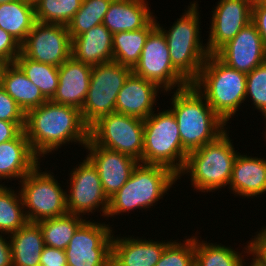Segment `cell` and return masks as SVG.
<instances>
[{"instance_id": "obj_35", "label": "cell", "mask_w": 266, "mask_h": 266, "mask_svg": "<svg viewBox=\"0 0 266 266\" xmlns=\"http://www.w3.org/2000/svg\"><path fill=\"white\" fill-rule=\"evenodd\" d=\"M172 240L164 249L156 266H195L194 236L183 240Z\"/></svg>"}, {"instance_id": "obj_31", "label": "cell", "mask_w": 266, "mask_h": 266, "mask_svg": "<svg viewBox=\"0 0 266 266\" xmlns=\"http://www.w3.org/2000/svg\"><path fill=\"white\" fill-rule=\"evenodd\" d=\"M14 63L48 100L53 98L59 85L58 67L31 60L22 53Z\"/></svg>"}, {"instance_id": "obj_39", "label": "cell", "mask_w": 266, "mask_h": 266, "mask_svg": "<svg viewBox=\"0 0 266 266\" xmlns=\"http://www.w3.org/2000/svg\"><path fill=\"white\" fill-rule=\"evenodd\" d=\"M257 233L251 241H248L243 251L247 253V257L252 254L261 265L266 266V226Z\"/></svg>"}, {"instance_id": "obj_2", "label": "cell", "mask_w": 266, "mask_h": 266, "mask_svg": "<svg viewBox=\"0 0 266 266\" xmlns=\"http://www.w3.org/2000/svg\"><path fill=\"white\" fill-rule=\"evenodd\" d=\"M174 91L169 110L175 116L182 146L188 153L215 141L228 129L192 84Z\"/></svg>"}, {"instance_id": "obj_27", "label": "cell", "mask_w": 266, "mask_h": 266, "mask_svg": "<svg viewBox=\"0 0 266 266\" xmlns=\"http://www.w3.org/2000/svg\"><path fill=\"white\" fill-rule=\"evenodd\" d=\"M35 5L28 0L0 3V28L22 44L35 24Z\"/></svg>"}, {"instance_id": "obj_11", "label": "cell", "mask_w": 266, "mask_h": 266, "mask_svg": "<svg viewBox=\"0 0 266 266\" xmlns=\"http://www.w3.org/2000/svg\"><path fill=\"white\" fill-rule=\"evenodd\" d=\"M132 73L155 83L163 93L190 85L173 67L166 38L157 26L149 33Z\"/></svg>"}, {"instance_id": "obj_36", "label": "cell", "mask_w": 266, "mask_h": 266, "mask_svg": "<svg viewBox=\"0 0 266 266\" xmlns=\"http://www.w3.org/2000/svg\"><path fill=\"white\" fill-rule=\"evenodd\" d=\"M245 98L252 100L256 110L266 119V61L247 73Z\"/></svg>"}, {"instance_id": "obj_25", "label": "cell", "mask_w": 266, "mask_h": 266, "mask_svg": "<svg viewBox=\"0 0 266 266\" xmlns=\"http://www.w3.org/2000/svg\"><path fill=\"white\" fill-rule=\"evenodd\" d=\"M0 85L25 113L48 101L41 90L26 77L15 63L5 65Z\"/></svg>"}, {"instance_id": "obj_41", "label": "cell", "mask_w": 266, "mask_h": 266, "mask_svg": "<svg viewBox=\"0 0 266 266\" xmlns=\"http://www.w3.org/2000/svg\"><path fill=\"white\" fill-rule=\"evenodd\" d=\"M252 22L256 25L266 49V5L261 4L258 0H253Z\"/></svg>"}, {"instance_id": "obj_3", "label": "cell", "mask_w": 266, "mask_h": 266, "mask_svg": "<svg viewBox=\"0 0 266 266\" xmlns=\"http://www.w3.org/2000/svg\"><path fill=\"white\" fill-rule=\"evenodd\" d=\"M246 78V73L230 68L210 54L192 85L227 124L246 100Z\"/></svg>"}, {"instance_id": "obj_4", "label": "cell", "mask_w": 266, "mask_h": 266, "mask_svg": "<svg viewBox=\"0 0 266 266\" xmlns=\"http://www.w3.org/2000/svg\"><path fill=\"white\" fill-rule=\"evenodd\" d=\"M177 180L178 175L165 166L139 162L125 185L109 198L107 219L134 209H150Z\"/></svg>"}, {"instance_id": "obj_26", "label": "cell", "mask_w": 266, "mask_h": 266, "mask_svg": "<svg viewBox=\"0 0 266 266\" xmlns=\"http://www.w3.org/2000/svg\"><path fill=\"white\" fill-rule=\"evenodd\" d=\"M9 237L12 266H40V256L45 244L37 223L27 222Z\"/></svg>"}, {"instance_id": "obj_12", "label": "cell", "mask_w": 266, "mask_h": 266, "mask_svg": "<svg viewBox=\"0 0 266 266\" xmlns=\"http://www.w3.org/2000/svg\"><path fill=\"white\" fill-rule=\"evenodd\" d=\"M112 231L110 224L85 220L64 250L67 266H111Z\"/></svg>"}, {"instance_id": "obj_33", "label": "cell", "mask_w": 266, "mask_h": 266, "mask_svg": "<svg viewBox=\"0 0 266 266\" xmlns=\"http://www.w3.org/2000/svg\"><path fill=\"white\" fill-rule=\"evenodd\" d=\"M113 0H83L80 9L67 24L71 39L102 24Z\"/></svg>"}, {"instance_id": "obj_30", "label": "cell", "mask_w": 266, "mask_h": 266, "mask_svg": "<svg viewBox=\"0 0 266 266\" xmlns=\"http://www.w3.org/2000/svg\"><path fill=\"white\" fill-rule=\"evenodd\" d=\"M236 249L207 241L194 236L195 266H245V255Z\"/></svg>"}, {"instance_id": "obj_16", "label": "cell", "mask_w": 266, "mask_h": 266, "mask_svg": "<svg viewBox=\"0 0 266 266\" xmlns=\"http://www.w3.org/2000/svg\"><path fill=\"white\" fill-rule=\"evenodd\" d=\"M214 55L230 68L246 74L266 61V49L252 21Z\"/></svg>"}, {"instance_id": "obj_40", "label": "cell", "mask_w": 266, "mask_h": 266, "mask_svg": "<svg viewBox=\"0 0 266 266\" xmlns=\"http://www.w3.org/2000/svg\"><path fill=\"white\" fill-rule=\"evenodd\" d=\"M40 266H67L65 251L45 245L40 256Z\"/></svg>"}, {"instance_id": "obj_32", "label": "cell", "mask_w": 266, "mask_h": 266, "mask_svg": "<svg viewBox=\"0 0 266 266\" xmlns=\"http://www.w3.org/2000/svg\"><path fill=\"white\" fill-rule=\"evenodd\" d=\"M24 210L20 191L15 192L12 187L1 183L0 232L8 236L23 227L28 222Z\"/></svg>"}, {"instance_id": "obj_43", "label": "cell", "mask_w": 266, "mask_h": 266, "mask_svg": "<svg viewBox=\"0 0 266 266\" xmlns=\"http://www.w3.org/2000/svg\"><path fill=\"white\" fill-rule=\"evenodd\" d=\"M0 233V266H12L10 241Z\"/></svg>"}, {"instance_id": "obj_34", "label": "cell", "mask_w": 266, "mask_h": 266, "mask_svg": "<svg viewBox=\"0 0 266 266\" xmlns=\"http://www.w3.org/2000/svg\"><path fill=\"white\" fill-rule=\"evenodd\" d=\"M83 0H39L35 19L41 23L67 25L80 9Z\"/></svg>"}, {"instance_id": "obj_24", "label": "cell", "mask_w": 266, "mask_h": 266, "mask_svg": "<svg viewBox=\"0 0 266 266\" xmlns=\"http://www.w3.org/2000/svg\"><path fill=\"white\" fill-rule=\"evenodd\" d=\"M147 0H113L102 24L112 33L144 28L155 16Z\"/></svg>"}, {"instance_id": "obj_1", "label": "cell", "mask_w": 266, "mask_h": 266, "mask_svg": "<svg viewBox=\"0 0 266 266\" xmlns=\"http://www.w3.org/2000/svg\"><path fill=\"white\" fill-rule=\"evenodd\" d=\"M24 132L39 159L64 144L76 142L84 147L89 140V127L81 110L51 100L26 112Z\"/></svg>"}, {"instance_id": "obj_48", "label": "cell", "mask_w": 266, "mask_h": 266, "mask_svg": "<svg viewBox=\"0 0 266 266\" xmlns=\"http://www.w3.org/2000/svg\"><path fill=\"white\" fill-rule=\"evenodd\" d=\"M261 4L266 5V0H258Z\"/></svg>"}, {"instance_id": "obj_9", "label": "cell", "mask_w": 266, "mask_h": 266, "mask_svg": "<svg viewBox=\"0 0 266 266\" xmlns=\"http://www.w3.org/2000/svg\"><path fill=\"white\" fill-rule=\"evenodd\" d=\"M89 139L98 146L121 152L142 163L144 120L110 113L89 127Z\"/></svg>"}, {"instance_id": "obj_23", "label": "cell", "mask_w": 266, "mask_h": 266, "mask_svg": "<svg viewBox=\"0 0 266 266\" xmlns=\"http://www.w3.org/2000/svg\"><path fill=\"white\" fill-rule=\"evenodd\" d=\"M33 153L24 130L14 139L0 144V181H20L41 161Z\"/></svg>"}, {"instance_id": "obj_22", "label": "cell", "mask_w": 266, "mask_h": 266, "mask_svg": "<svg viewBox=\"0 0 266 266\" xmlns=\"http://www.w3.org/2000/svg\"><path fill=\"white\" fill-rule=\"evenodd\" d=\"M71 56L91 67L113 61V34L99 24L72 39Z\"/></svg>"}, {"instance_id": "obj_15", "label": "cell", "mask_w": 266, "mask_h": 266, "mask_svg": "<svg viewBox=\"0 0 266 266\" xmlns=\"http://www.w3.org/2000/svg\"><path fill=\"white\" fill-rule=\"evenodd\" d=\"M253 0H220L212 14L207 50L214 54L252 21Z\"/></svg>"}, {"instance_id": "obj_44", "label": "cell", "mask_w": 266, "mask_h": 266, "mask_svg": "<svg viewBox=\"0 0 266 266\" xmlns=\"http://www.w3.org/2000/svg\"><path fill=\"white\" fill-rule=\"evenodd\" d=\"M6 63L0 59V84H1V75H2V71L5 67Z\"/></svg>"}, {"instance_id": "obj_18", "label": "cell", "mask_w": 266, "mask_h": 266, "mask_svg": "<svg viewBox=\"0 0 266 266\" xmlns=\"http://www.w3.org/2000/svg\"><path fill=\"white\" fill-rule=\"evenodd\" d=\"M92 67L72 56L58 67L59 85L51 101L82 109L89 89Z\"/></svg>"}, {"instance_id": "obj_46", "label": "cell", "mask_w": 266, "mask_h": 266, "mask_svg": "<svg viewBox=\"0 0 266 266\" xmlns=\"http://www.w3.org/2000/svg\"><path fill=\"white\" fill-rule=\"evenodd\" d=\"M30 3H32L33 5H35L39 0H28Z\"/></svg>"}, {"instance_id": "obj_42", "label": "cell", "mask_w": 266, "mask_h": 266, "mask_svg": "<svg viewBox=\"0 0 266 266\" xmlns=\"http://www.w3.org/2000/svg\"><path fill=\"white\" fill-rule=\"evenodd\" d=\"M25 123H14L0 120V144L16 138L23 130Z\"/></svg>"}, {"instance_id": "obj_7", "label": "cell", "mask_w": 266, "mask_h": 266, "mask_svg": "<svg viewBox=\"0 0 266 266\" xmlns=\"http://www.w3.org/2000/svg\"><path fill=\"white\" fill-rule=\"evenodd\" d=\"M187 154L181 143L178 123L169 109L152 112L144 119L142 163L165 166L179 175Z\"/></svg>"}, {"instance_id": "obj_6", "label": "cell", "mask_w": 266, "mask_h": 266, "mask_svg": "<svg viewBox=\"0 0 266 266\" xmlns=\"http://www.w3.org/2000/svg\"><path fill=\"white\" fill-rule=\"evenodd\" d=\"M197 7V1L191 2L169 30L157 23L166 38L173 67L190 84L198 78L204 62L210 55L206 44L203 45V41H200V15Z\"/></svg>"}, {"instance_id": "obj_21", "label": "cell", "mask_w": 266, "mask_h": 266, "mask_svg": "<svg viewBox=\"0 0 266 266\" xmlns=\"http://www.w3.org/2000/svg\"><path fill=\"white\" fill-rule=\"evenodd\" d=\"M236 196L259 197L266 192V159L238 153L229 182Z\"/></svg>"}, {"instance_id": "obj_14", "label": "cell", "mask_w": 266, "mask_h": 266, "mask_svg": "<svg viewBox=\"0 0 266 266\" xmlns=\"http://www.w3.org/2000/svg\"><path fill=\"white\" fill-rule=\"evenodd\" d=\"M71 49L67 25L38 21L21 44V53L27 58L56 67L71 57Z\"/></svg>"}, {"instance_id": "obj_19", "label": "cell", "mask_w": 266, "mask_h": 266, "mask_svg": "<svg viewBox=\"0 0 266 266\" xmlns=\"http://www.w3.org/2000/svg\"><path fill=\"white\" fill-rule=\"evenodd\" d=\"M159 91L155 83L131 73L117 95L115 112L144 120L155 112Z\"/></svg>"}, {"instance_id": "obj_28", "label": "cell", "mask_w": 266, "mask_h": 266, "mask_svg": "<svg viewBox=\"0 0 266 266\" xmlns=\"http://www.w3.org/2000/svg\"><path fill=\"white\" fill-rule=\"evenodd\" d=\"M157 26L154 17L144 28L113 34V61L133 69L138 63L149 33Z\"/></svg>"}, {"instance_id": "obj_38", "label": "cell", "mask_w": 266, "mask_h": 266, "mask_svg": "<svg viewBox=\"0 0 266 266\" xmlns=\"http://www.w3.org/2000/svg\"><path fill=\"white\" fill-rule=\"evenodd\" d=\"M21 53V44L8 32L0 28V59L6 64L14 63Z\"/></svg>"}, {"instance_id": "obj_13", "label": "cell", "mask_w": 266, "mask_h": 266, "mask_svg": "<svg viewBox=\"0 0 266 266\" xmlns=\"http://www.w3.org/2000/svg\"><path fill=\"white\" fill-rule=\"evenodd\" d=\"M70 174L69 193H66L68 213L84 217L86 213L89 216L100 207L99 211L106 217L109 198L103 190L99 173L92 162L85 157Z\"/></svg>"}, {"instance_id": "obj_29", "label": "cell", "mask_w": 266, "mask_h": 266, "mask_svg": "<svg viewBox=\"0 0 266 266\" xmlns=\"http://www.w3.org/2000/svg\"><path fill=\"white\" fill-rule=\"evenodd\" d=\"M82 216L69 214L37 222L44 244L65 250L78 227L85 221Z\"/></svg>"}, {"instance_id": "obj_10", "label": "cell", "mask_w": 266, "mask_h": 266, "mask_svg": "<svg viewBox=\"0 0 266 266\" xmlns=\"http://www.w3.org/2000/svg\"><path fill=\"white\" fill-rule=\"evenodd\" d=\"M131 73V68L114 61L92 67L89 89L81 109L82 119L88 127L115 112L117 95Z\"/></svg>"}, {"instance_id": "obj_47", "label": "cell", "mask_w": 266, "mask_h": 266, "mask_svg": "<svg viewBox=\"0 0 266 266\" xmlns=\"http://www.w3.org/2000/svg\"><path fill=\"white\" fill-rule=\"evenodd\" d=\"M10 1H15V0H0V3H5V2H10Z\"/></svg>"}, {"instance_id": "obj_17", "label": "cell", "mask_w": 266, "mask_h": 266, "mask_svg": "<svg viewBox=\"0 0 266 266\" xmlns=\"http://www.w3.org/2000/svg\"><path fill=\"white\" fill-rule=\"evenodd\" d=\"M84 147L88 150L86 157L97 168L105 194L112 197L125 185L139 162L121 152L98 146L90 139Z\"/></svg>"}, {"instance_id": "obj_8", "label": "cell", "mask_w": 266, "mask_h": 266, "mask_svg": "<svg viewBox=\"0 0 266 266\" xmlns=\"http://www.w3.org/2000/svg\"><path fill=\"white\" fill-rule=\"evenodd\" d=\"M40 170V162L21 180L19 187L28 222L60 217L68 213L66 193L50 171Z\"/></svg>"}, {"instance_id": "obj_5", "label": "cell", "mask_w": 266, "mask_h": 266, "mask_svg": "<svg viewBox=\"0 0 266 266\" xmlns=\"http://www.w3.org/2000/svg\"><path fill=\"white\" fill-rule=\"evenodd\" d=\"M228 134L226 130L215 141L189 152L178 179L187 174L193 190L207 193L229 185L239 152L235 151Z\"/></svg>"}, {"instance_id": "obj_20", "label": "cell", "mask_w": 266, "mask_h": 266, "mask_svg": "<svg viewBox=\"0 0 266 266\" xmlns=\"http://www.w3.org/2000/svg\"><path fill=\"white\" fill-rule=\"evenodd\" d=\"M170 242L113 236L111 266H156Z\"/></svg>"}, {"instance_id": "obj_45", "label": "cell", "mask_w": 266, "mask_h": 266, "mask_svg": "<svg viewBox=\"0 0 266 266\" xmlns=\"http://www.w3.org/2000/svg\"><path fill=\"white\" fill-rule=\"evenodd\" d=\"M250 264L251 265H249V266H263L254 257H252V262ZM246 266H247V264H246Z\"/></svg>"}, {"instance_id": "obj_37", "label": "cell", "mask_w": 266, "mask_h": 266, "mask_svg": "<svg viewBox=\"0 0 266 266\" xmlns=\"http://www.w3.org/2000/svg\"><path fill=\"white\" fill-rule=\"evenodd\" d=\"M26 113L0 85V120L25 123Z\"/></svg>"}]
</instances>
